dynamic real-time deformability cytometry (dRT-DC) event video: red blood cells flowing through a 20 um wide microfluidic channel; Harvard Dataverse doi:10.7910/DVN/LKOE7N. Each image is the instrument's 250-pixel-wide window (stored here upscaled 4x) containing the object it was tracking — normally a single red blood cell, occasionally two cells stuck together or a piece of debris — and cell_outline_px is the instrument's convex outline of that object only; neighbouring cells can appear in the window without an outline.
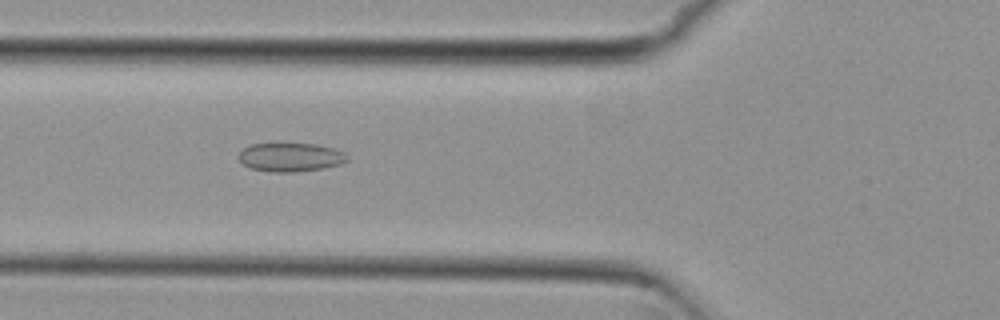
{"species": "common noctule bat (a hibernating species)", "species_latin": "Nyctalus noctula", "temperature_condition": "cold", "stored_images_in_passage": 32, "camera_frame_rate_fps": 3000, "um_per_image_px": 0.085, "animal": {"sex": "female", "body_mass_g": 29.2, "forearm_length_mm": 56.3}, "frame": {"image": 1, "passage_image": 3, "time_ms": 0.667, "image_size_px": [1000, 320], "cell_outline_px": [[348, 160], [340, 164], [324, 168], [292, 172], [272, 172], [248, 168], [236, 156], [244, 148], [252, 144], [280, 140], [316, 144], [332, 148], [344, 152], [348, 156]], "centroid_in_image_um": [24.65, 13.31], "position_along_channel_um": 101.2, "area_um2": 19.02}}
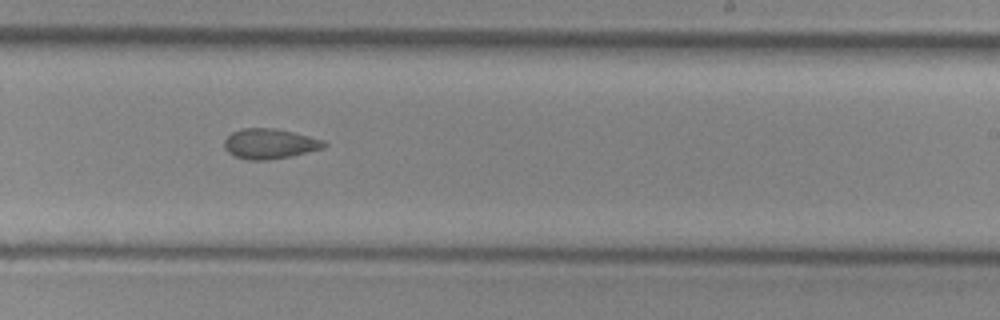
{"frame": {"image": 2, "passage_image": 16, "time_ms": 5.0, "image_size_px": [1000, 320], "cell_outline_px": [[328, 144], [324, 148], [288, 156], [268, 160], [248, 160], [236, 156], [228, 152], [224, 148], [224, 140], [232, 132], [240, 128], [276, 128], [324, 140]], "centroid_in_image_um": [22.9, 12.21], "position_along_channel_um": 266.1, "area_um2": 17.4}}
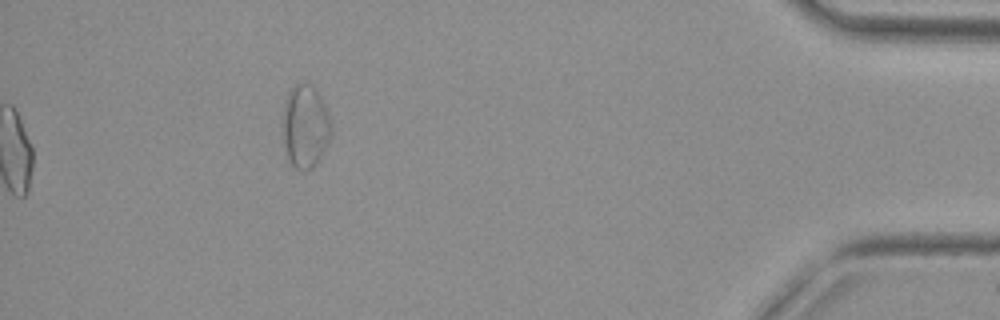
{"frame": {"image": 3, "passage_image": 32, "time_ms": 10.333, "image_size_px": [1000, 320], "cell_outline_px": [[332, 136], [316, 164], [312, 168], [304, 172], [300, 172], [288, 160], [284, 140], [284, 104], [288, 92], [296, 84], [312, 84], [316, 88], [328, 112], [332, 124]], "centroid_in_image_um": [25.98, 10.76], "position_along_channel_um": 409.2, "area_um2": 23.47}}